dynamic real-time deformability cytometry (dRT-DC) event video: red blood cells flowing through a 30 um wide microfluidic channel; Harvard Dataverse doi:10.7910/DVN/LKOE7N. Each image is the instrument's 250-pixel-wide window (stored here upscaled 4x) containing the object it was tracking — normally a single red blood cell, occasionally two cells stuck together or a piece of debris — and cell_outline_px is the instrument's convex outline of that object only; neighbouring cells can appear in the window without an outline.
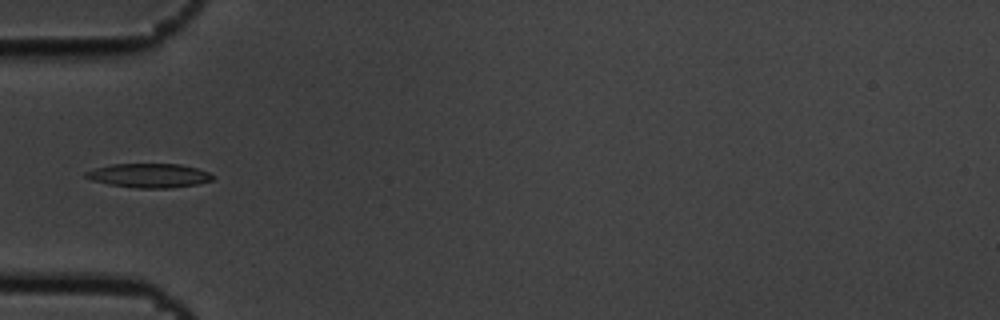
{"species": "common noctule bat (a hibernating species)", "species_latin": "Nyctalus noctula", "temperature_condition": "cold", "stored_images_in_passage": 4, "camera_frame_rate_fps": 3000, "um_per_image_px": 0.085, "animal": {"sex": "male", "body_mass_g": 19.5, "forearm_length_mm": 54.6}, "frame": {"image": 1, "passage_image": 4, "time_ms": 1.0, "image_size_px": [1000, 320], "cell_outline_px": [[216, 176], [212, 180], [196, 184], [168, 188], [136, 188], [108, 184], [92, 180], [84, 176], [84, 172], [96, 168], [112, 164], [180, 164], [196, 168], [208, 172]], "centroid_in_image_um": [12.67, 14.92], "position_along_channel_um": 72.3, "area_um2": 17.74}}